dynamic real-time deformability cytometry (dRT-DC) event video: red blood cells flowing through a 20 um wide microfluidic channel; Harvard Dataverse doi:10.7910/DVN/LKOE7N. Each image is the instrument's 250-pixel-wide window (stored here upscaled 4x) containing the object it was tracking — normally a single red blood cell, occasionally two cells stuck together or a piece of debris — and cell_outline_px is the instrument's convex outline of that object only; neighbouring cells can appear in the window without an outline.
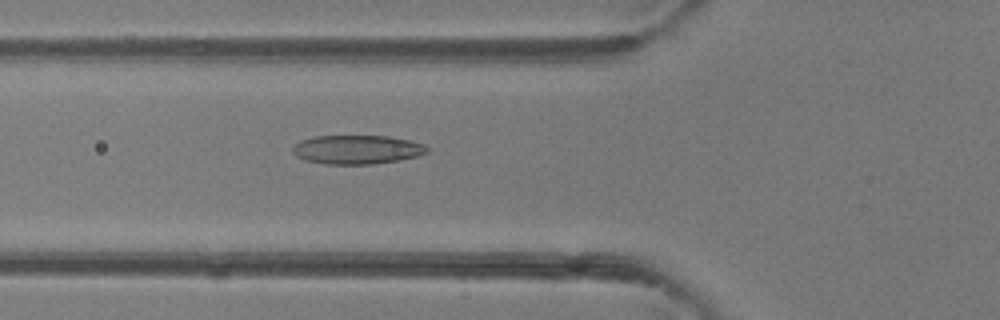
{"species": "common noctule bat (a hibernating species)", "species_latin": "Nyctalus noctula", "temperature_condition": "room temperature", "stored_images_in_passage": 29, "camera_frame_rate_fps": 3000, "um_per_image_px": 0.085, "animal": {"sex": "female"}, "frame": {"image": 1, "passage_image": 3, "time_ms": 0.667, "image_size_px": [1000, 320], "cell_outline_px": [[428, 152], [416, 156], [400, 160], [372, 164], [324, 164], [304, 160], [296, 156], [292, 152], [292, 148], [300, 140], [312, 136], [388, 136], [408, 140], [424, 144], [428, 148]], "centroid_in_image_um": [30.31, 12.71], "position_along_channel_um": 95.5, "area_um2": 22.72}}
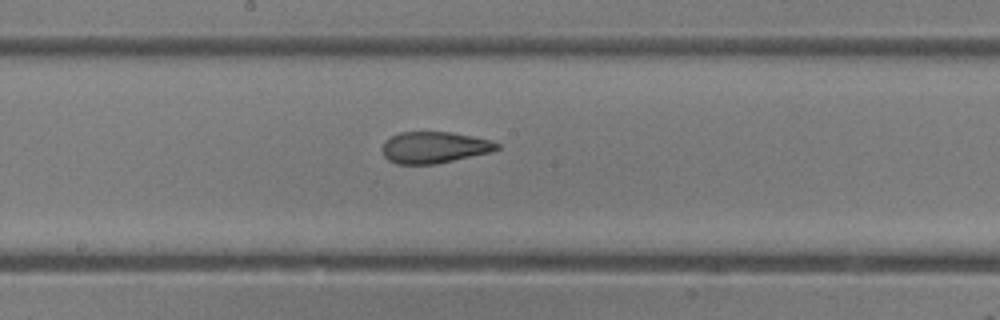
{"frame": {"image": 2, "passage_image": 11, "time_ms": 3.333, "image_size_px": [1000, 320], "cell_outline_px": [[500, 148], [492, 152], [436, 164], [396, 164], [388, 160], [384, 156], [380, 148], [384, 140], [400, 132], [452, 132], [492, 140], [500, 144]], "centroid_in_image_um": [36.9, 12.53], "position_along_channel_um": 211.3, "area_um2": 21.33}}
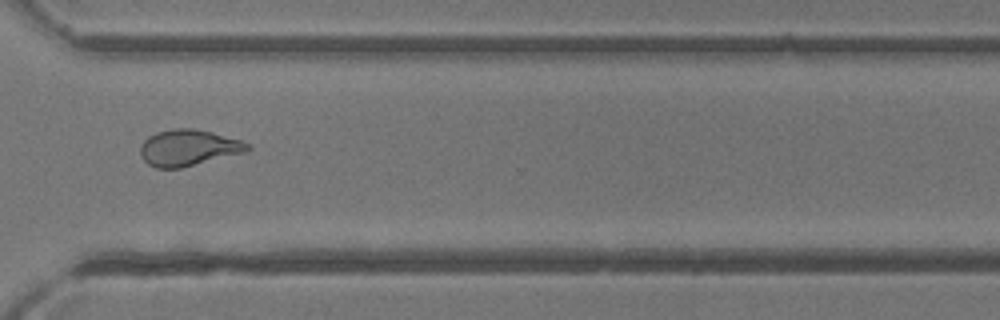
{"frame": {"image": 3, "passage_image": 21, "time_ms": 6.667, "image_size_px": [1000, 320], "cell_outline_px": [[252, 148], [248, 152], [180, 168], [156, 168], [148, 164], [140, 156], [140, 144], [148, 136], [156, 132], [172, 128], [192, 128], [212, 132], [240, 140], [252, 144]], "centroid_in_image_um": [16.03, 12.56], "position_along_channel_um": 354.6, "area_um2": 22.95}, "authors_computed_cell_mechanics": {"area_um2": 22.1952, "velocity_mm_per_s": 4.3116, "shape_relaxation_time_tau1_ms": 7.2124, "shape_relaxation_time_tau2_ms": 1.4152, "deformation_change_tau1": 0.214, "deformation_change_tau2": 0.0798}}